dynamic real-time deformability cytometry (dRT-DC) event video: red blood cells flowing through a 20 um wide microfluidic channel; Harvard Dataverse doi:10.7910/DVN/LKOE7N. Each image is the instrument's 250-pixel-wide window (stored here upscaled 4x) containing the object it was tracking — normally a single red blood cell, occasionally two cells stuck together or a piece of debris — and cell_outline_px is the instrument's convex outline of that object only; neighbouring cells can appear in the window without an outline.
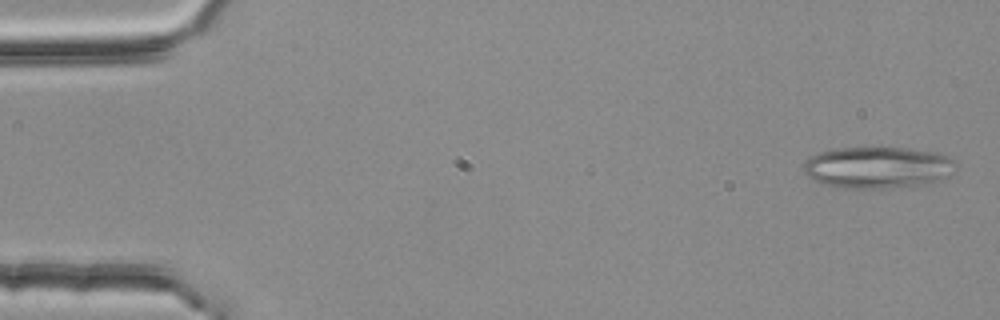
{"species": "common noctule bat (a hibernating species)", "species_latin": "Nyctalus noctula", "temperature_condition": "room temperature", "stored_images_in_passage": 3, "camera_frame_rate_fps": 3000, "um_per_image_px": 0.085, "animal": {"sex": "female", "body_mass_g": 25.1}, "frame": {"image": 1, "passage_image": 1, "time_ms": 0.0, "image_size_px": [1000, 320], "cell_outline_px": [[956, 164], [948, 176], [940, 180], [924, 184], [892, 188], [844, 188], [812, 180], [808, 176], [804, 168], [804, 164], [812, 156], [820, 152], [836, 148], [880, 144], [936, 152], [948, 156]], "centroid_in_image_um": [74.62, 14.18], "position_along_channel_um": 10.4, "area_um2": 37.63}}